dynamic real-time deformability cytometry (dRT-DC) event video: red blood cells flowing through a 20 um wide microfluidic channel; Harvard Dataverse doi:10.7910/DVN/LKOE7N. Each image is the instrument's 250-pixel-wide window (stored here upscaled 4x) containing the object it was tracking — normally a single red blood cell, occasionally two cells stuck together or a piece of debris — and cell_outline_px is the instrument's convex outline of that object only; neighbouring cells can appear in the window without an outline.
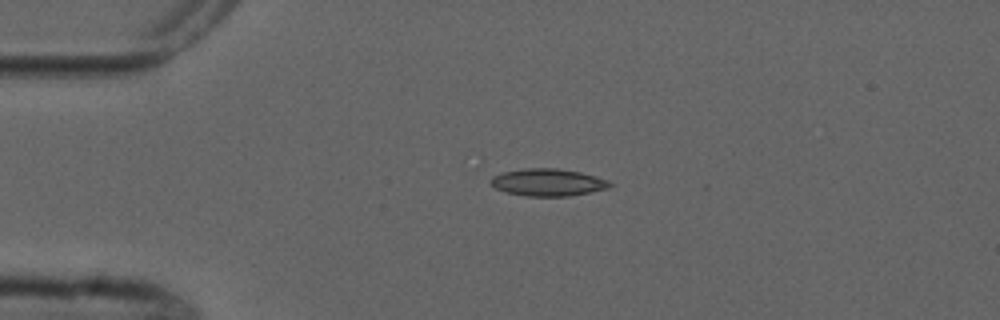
{"species": "common noctule bat (a hibernating species)", "species_latin": "Nyctalus noctula", "temperature_condition": "cold", "stored_images_in_passage": 3, "camera_frame_rate_fps": 3000, "um_per_image_px": 0.085, "animal": {"sex": "male", "forearm_length_mm": 52.5}, "frame": {"image": 1, "passage_image": 1, "time_ms": 0.0, "image_size_px": [1000, 320], "cell_outline_px": [[612, 184], [608, 188], [568, 196], [524, 196], [504, 192], [496, 188], [488, 180], [492, 176], [504, 172], [524, 168], [556, 168], [580, 172], [596, 176], [608, 180]], "centroid_in_image_um": [46.53, 15.5], "position_along_channel_um": 38.5, "area_um2": 18.9}}
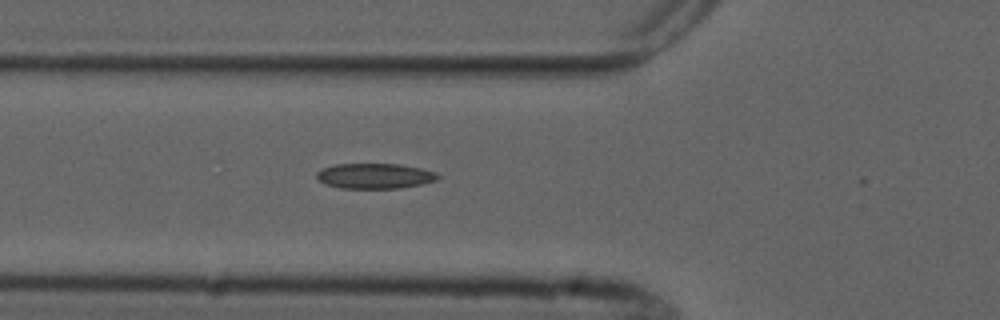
{"frame": {"image": 2, "passage_image": 3, "time_ms": 2.333, "image_size_px": [1000, 320], "cell_outline_px": [[440, 176], [436, 180], [420, 184], [400, 188], [340, 188], [324, 184], [316, 176], [316, 172], [320, 168], [336, 164], [400, 164], [420, 168], [436, 172]], "centroid_in_image_um": [31.82, 14.95], "position_along_channel_um": 94.0, "area_um2": 17.86}}